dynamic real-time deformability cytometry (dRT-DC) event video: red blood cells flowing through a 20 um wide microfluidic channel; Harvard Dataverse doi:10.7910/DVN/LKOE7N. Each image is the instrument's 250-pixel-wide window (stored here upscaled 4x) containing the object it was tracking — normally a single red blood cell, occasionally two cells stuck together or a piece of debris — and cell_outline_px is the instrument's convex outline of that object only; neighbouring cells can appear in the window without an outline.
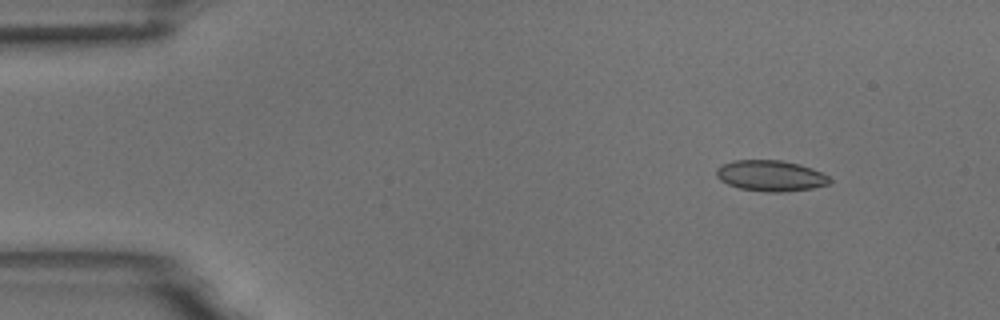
{"species": "common noctule bat (a hibernating species)", "species_latin": "Nyctalus noctula", "temperature_condition": "room temperature", "stored_images_in_passage": 5, "camera_frame_rate_fps": 3000, "um_per_image_px": 0.085, "animal": {"sex": "male", "body_mass_g": 18.8}, "frame": {"image": 1, "passage_image": 2, "time_ms": 0.333, "image_size_px": [1000, 320], "cell_outline_px": [[832, 180], [828, 184], [812, 188], [784, 192], [764, 192], [740, 188], [728, 184], [720, 180], [716, 176], [716, 168], [720, 164], [732, 160], [780, 160], [800, 164], [812, 168], [828, 176]], "centroid_in_image_um": [65.47, 14.93], "position_along_channel_um": 19.5, "area_um2": 20.52}}
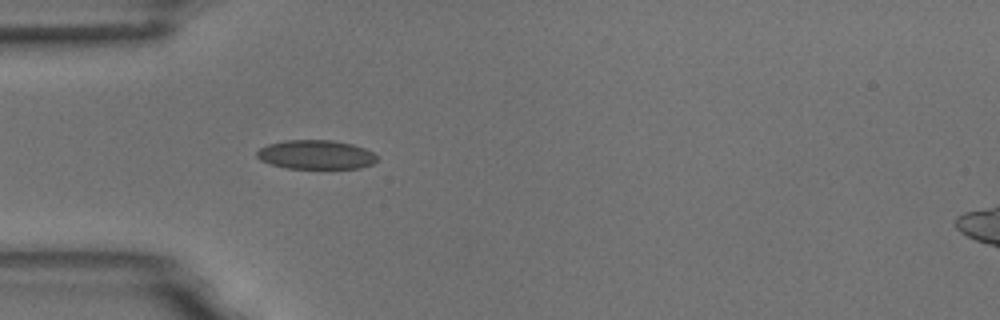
{"frame": {"image": 2, "passage_image": 5, "time_ms": 1.333, "image_size_px": [1000, 320], "cell_outline_px": [[380, 160], [372, 164], [360, 168], [288, 168], [272, 164], [260, 160], [256, 156], [256, 152], [260, 148], [268, 144], [284, 140], [332, 140], [352, 144], [364, 148], [380, 156]], "centroid_in_image_um": [26.89, 13.14], "position_along_channel_um": 58.1, "area_um2": 20.46}}